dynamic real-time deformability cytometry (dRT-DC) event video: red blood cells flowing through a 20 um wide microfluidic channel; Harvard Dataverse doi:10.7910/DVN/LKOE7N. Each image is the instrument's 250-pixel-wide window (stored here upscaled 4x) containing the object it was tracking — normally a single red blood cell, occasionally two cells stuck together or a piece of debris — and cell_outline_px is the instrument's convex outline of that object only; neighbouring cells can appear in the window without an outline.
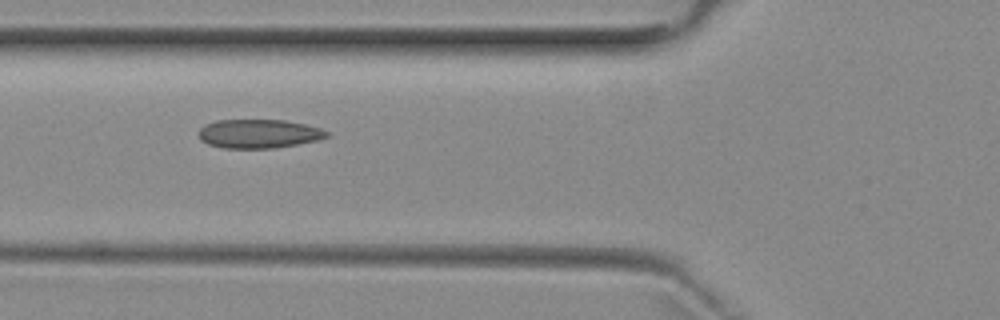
{"species": "common noctule bat (a hibernating species)", "species_latin": "Nyctalus noctula", "temperature_condition": "room temperature", "stored_images_in_passage": 7, "camera_frame_rate_fps": 3000, "um_per_image_px": 0.085, "animal": {"sex": "female", "body_mass_g": 29.2, "forearm_length_mm": 56.3}, "frame": {"image": 1, "passage_image": 6, "time_ms": 6.0, "image_size_px": [1000, 320], "cell_outline_px": [[328, 136], [316, 140], [296, 144], [272, 148], [224, 148], [208, 144], [200, 140], [200, 128], [216, 120], [284, 120], [304, 124], [320, 128], [328, 132]], "centroid_in_image_um": [21.98, 11.36], "position_along_channel_um": 103.8, "area_um2": 21.21}}
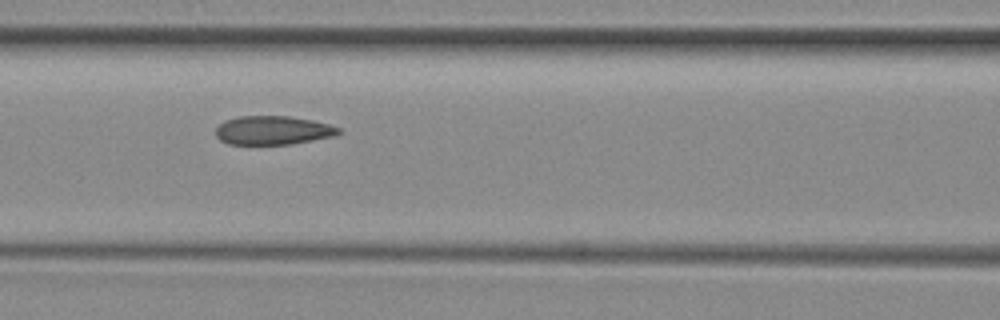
{"frame": {"image": 2, "passage_image": 7, "time_ms": 7.0, "image_size_px": [1000, 320], "cell_outline_px": [[340, 132], [336, 136], [288, 144], [228, 144], [220, 140], [216, 136], [216, 128], [224, 120], [240, 116], [288, 116], [312, 120], [328, 124], [340, 128]], "centroid_in_image_um": [23.18, 11.07], "position_along_channel_um": 143.4, "area_um2": 20.52}}